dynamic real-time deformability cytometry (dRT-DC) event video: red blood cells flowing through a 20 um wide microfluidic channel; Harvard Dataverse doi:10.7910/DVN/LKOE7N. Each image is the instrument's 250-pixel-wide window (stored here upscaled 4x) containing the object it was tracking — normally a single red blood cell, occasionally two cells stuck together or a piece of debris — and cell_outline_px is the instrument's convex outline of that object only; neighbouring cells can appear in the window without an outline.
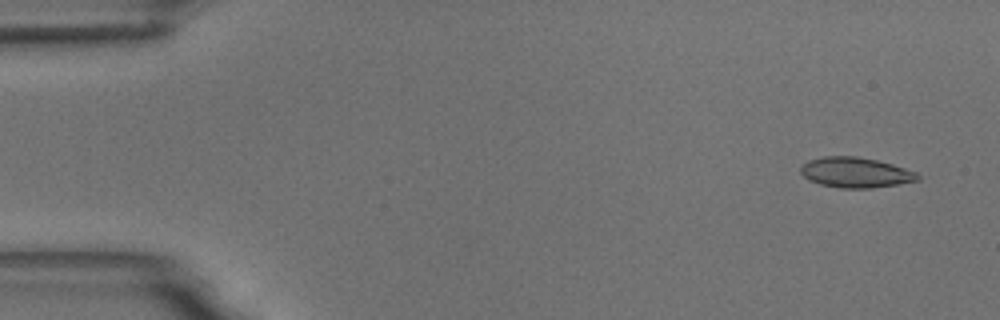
{"species": "common noctule bat (a hibernating species)", "species_latin": "Nyctalus noctula", "temperature_condition": "room temperature", "stored_images_in_passage": 55, "camera_frame_rate_fps": 3000, "um_per_image_px": 0.085, "animal": {"sex": "male", "body_mass_g": 18.8}, "frame": {"image": 1, "passage_image": 3, "time_ms": 0.667, "image_size_px": [1000, 320], "cell_outline_px": [[920, 180], [872, 188], [840, 188], [820, 184], [808, 180], [800, 172], [800, 168], [808, 160], [824, 156], [856, 156], [876, 160], [892, 164], [916, 172], [920, 176]], "centroid_in_image_um": [72.71, 14.66], "position_along_channel_um": 12.3, "area_um2": 20.58}}
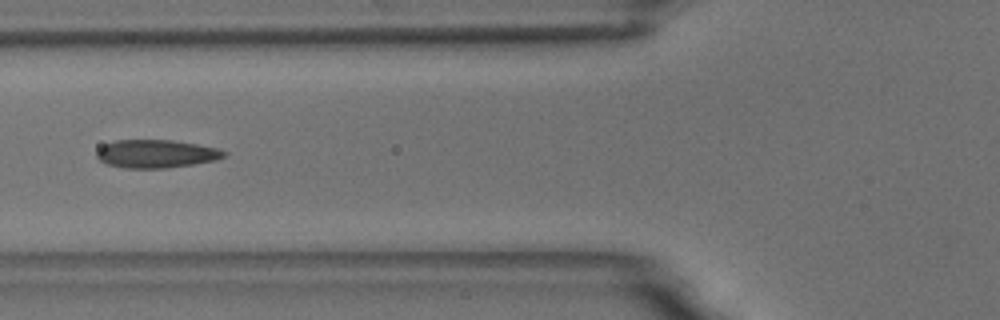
{"frame": {"image": 2, "passage_image": 21, "time_ms": 6.667, "image_size_px": [1000, 320], "cell_outline_px": [[228, 152], [224, 156], [216, 160], [168, 168], [124, 168], [108, 164], [100, 160], [96, 156], [96, 152], [104, 144], [112, 140], [172, 140], [196, 144], [216, 148]], "centroid_in_image_um": [13.25, 13.07], "position_along_channel_um": 112.6, "area_um2": 20.81}}
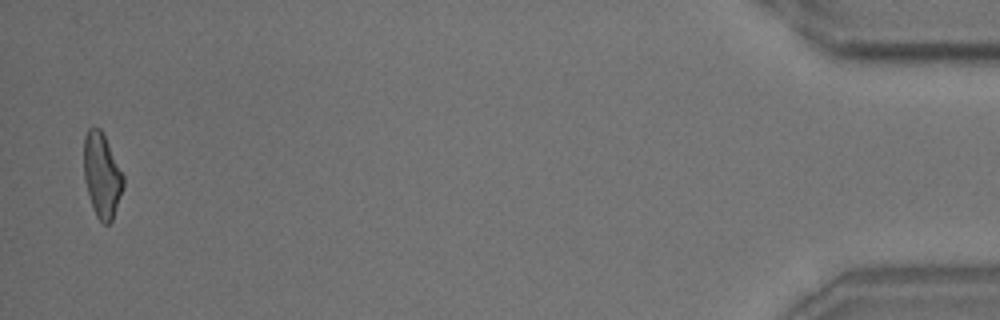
{"frame": {"image": 3, "passage_image": 54, "time_ms": 17.667, "image_size_px": [1000, 320], "cell_outline_px": [[124, 188], [112, 220], [108, 224], [104, 224], [96, 216], [84, 180], [84, 136], [88, 128], [100, 128], [124, 176]], "centroid_in_image_um": [8.67, 14.91], "position_along_channel_um": 426.5, "area_um2": 19.19}, "authors_computed_cell_mechanics": {"area_um2": 20.4034, "velocity_mm_per_s": 3.6547, "shape_relaxation_time_tau1_ms": 4.6343, "shape_relaxation_time_tau2_ms": 1.6401, "deformation_change_tau1": 0.168, "deformation_change_tau2": 0.0982}}